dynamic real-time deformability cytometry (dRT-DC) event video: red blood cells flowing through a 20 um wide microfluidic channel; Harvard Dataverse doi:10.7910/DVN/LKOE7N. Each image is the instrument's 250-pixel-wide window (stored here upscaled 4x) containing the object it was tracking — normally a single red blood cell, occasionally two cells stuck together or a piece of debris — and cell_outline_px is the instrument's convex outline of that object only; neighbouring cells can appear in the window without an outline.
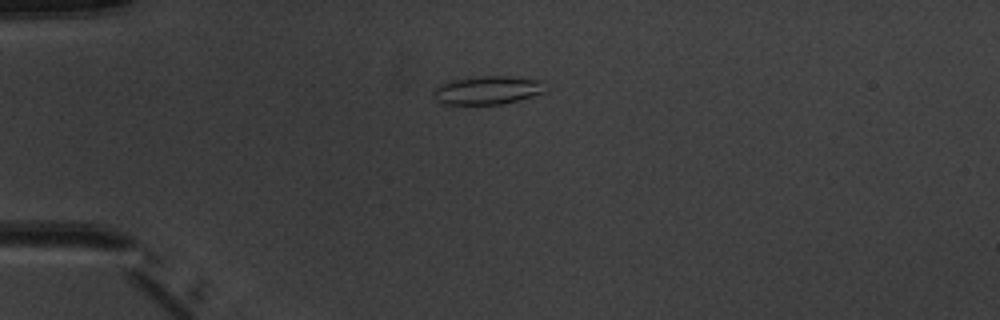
{"species": "common noctule bat (a hibernating species)", "species_latin": "Nyctalus noctula", "temperature_condition": "warm", "stored_images_in_passage": 4, "camera_frame_rate_fps": 3000, "um_per_image_px": 0.085, "animal": {"sex": "male", "body_mass_g": 20.1, "forearm_length_mm": 53.5}, "frame": {"image": 1, "passage_image": 3, "time_ms": 2.333, "image_size_px": [1000, 320], "cell_outline_px": [[544, 92], [532, 96], [504, 104], [444, 104], [436, 100], [432, 92], [432, 88], [440, 84], [452, 80], [480, 76], [508, 76], [544, 80]], "centroid_in_image_um": [41.42, 7.66], "position_along_channel_um": 43.6, "area_um2": 18.61}}